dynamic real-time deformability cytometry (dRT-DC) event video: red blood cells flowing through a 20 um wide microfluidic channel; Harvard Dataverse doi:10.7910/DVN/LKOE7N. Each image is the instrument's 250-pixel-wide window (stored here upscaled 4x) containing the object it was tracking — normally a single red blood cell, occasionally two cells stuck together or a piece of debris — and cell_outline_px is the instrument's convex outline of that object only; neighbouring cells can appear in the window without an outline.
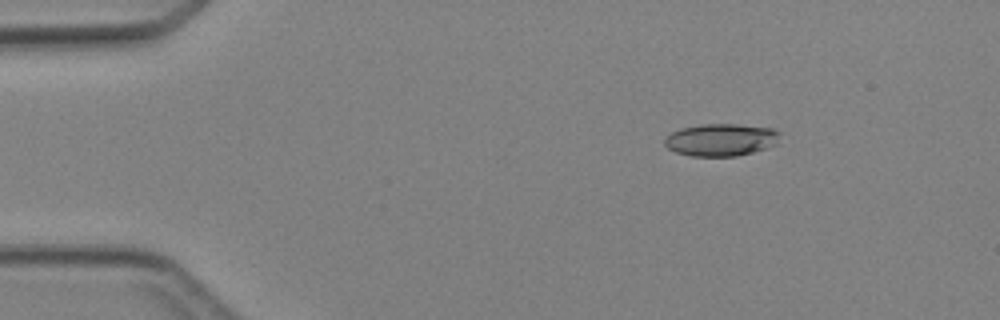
{"species": "Egyptian fruit bat (a non-hibernating species)", "species_latin": "Rousettus aegyptiacus", "temperature_condition": "cold", "stored_images_in_passage": 2, "camera_frame_rate_fps": 3000, "um_per_image_px": 0.085, "animal": {"sex": "female"}, "frame": {"image": 1, "passage_image": 2, "time_ms": 1.333, "image_size_px": [1000, 320], "cell_outline_px": [[780, 132], [776, 144], [752, 152], [736, 156], [692, 156], [676, 152], [668, 148], [664, 144], [664, 140], [672, 132], [680, 128], [700, 124], [740, 124], [772, 128]], "centroid_in_image_um": [61.27, 11.87], "position_along_channel_um": 23.7, "area_um2": 21.68}}